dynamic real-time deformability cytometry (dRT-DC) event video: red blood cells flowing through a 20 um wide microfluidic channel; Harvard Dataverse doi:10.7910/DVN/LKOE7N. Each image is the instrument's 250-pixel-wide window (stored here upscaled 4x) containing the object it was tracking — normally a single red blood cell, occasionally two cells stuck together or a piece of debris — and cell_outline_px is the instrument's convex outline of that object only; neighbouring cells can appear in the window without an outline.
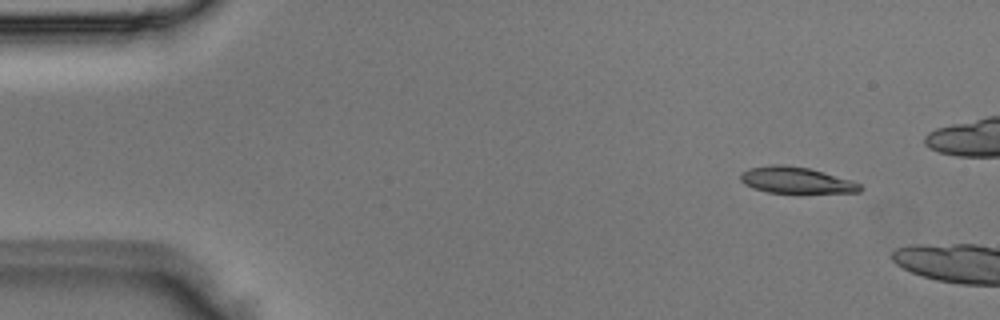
{"species": "Egyptian fruit bat (a non-hibernating species)", "species_latin": "Rousettus aegyptiacus", "temperature_condition": "room temperature", "stored_images_in_passage": 2, "camera_frame_rate_fps": 3000, "um_per_image_px": 0.085, "animal": {"sex": "male"}, "frame": {"image": 1, "passage_image": 1, "time_ms": 0.0, "image_size_px": [1000, 320], "cell_outline_px": [[864, 188], [860, 192], [800, 196], [768, 192], [752, 188], [744, 184], [740, 180], [740, 172], [748, 168], [768, 164], [784, 164], [808, 168], [852, 180], [860, 184]], "centroid_in_image_um": [67.69, 15.37], "position_along_channel_um": 17.3, "area_um2": 19.65}}